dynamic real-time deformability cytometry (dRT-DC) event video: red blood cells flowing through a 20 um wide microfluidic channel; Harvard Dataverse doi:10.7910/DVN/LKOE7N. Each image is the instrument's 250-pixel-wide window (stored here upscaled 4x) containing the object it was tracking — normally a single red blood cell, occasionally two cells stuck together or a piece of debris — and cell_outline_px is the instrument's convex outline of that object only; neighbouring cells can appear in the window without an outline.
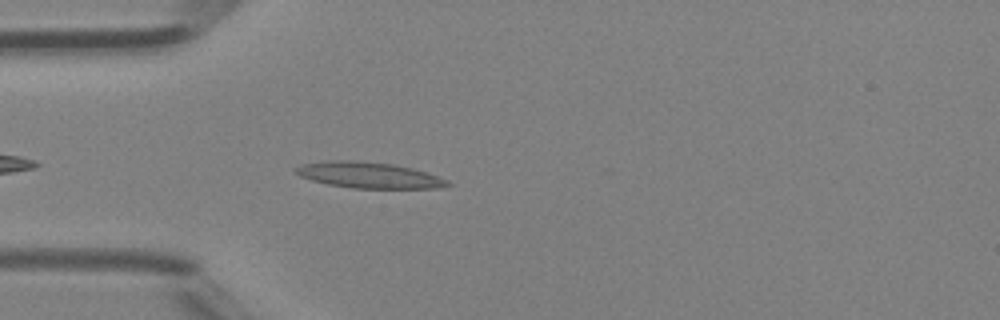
{"species": "Egyptian fruit bat (a non-hibernating species)", "species_latin": "Rousettus aegyptiacus", "temperature_condition": "room temperature", "stored_images_in_passage": 34, "camera_frame_rate_fps": 3000, "um_per_image_px": 0.085, "animal": {"sex": "female"}, "frame": {"image": 1, "passage_image": 3, "time_ms": 0.667, "image_size_px": [1000, 320], "cell_outline_px": [[452, 184], [436, 188], [352, 188], [328, 184], [312, 180], [300, 176], [292, 172], [296, 168], [304, 164], [332, 160], [356, 160], [392, 164], [412, 168], [448, 180]], "centroid_in_image_um": [31.33, 14.88], "position_along_channel_um": 53.7, "area_um2": 22.72}}
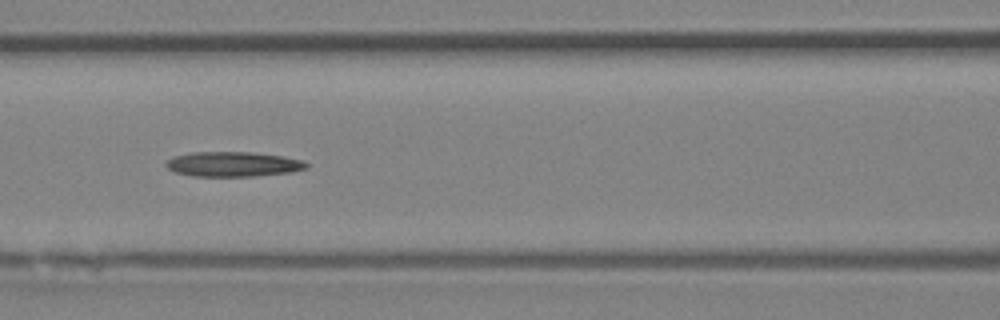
{"frame": {"image": 2, "passage_image": 10, "time_ms": 3.0, "image_size_px": [1000, 320], "cell_outline_px": [[308, 168], [288, 172], [252, 176], [192, 176], [176, 172], [168, 168], [164, 164], [172, 156], [192, 152], [252, 152], [284, 156], [300, 160], [308, 164]], "centroid_in_image_um": [19.77, 13.94], "position_along_channel_um": 146.8, "area_um2": 20.23}}
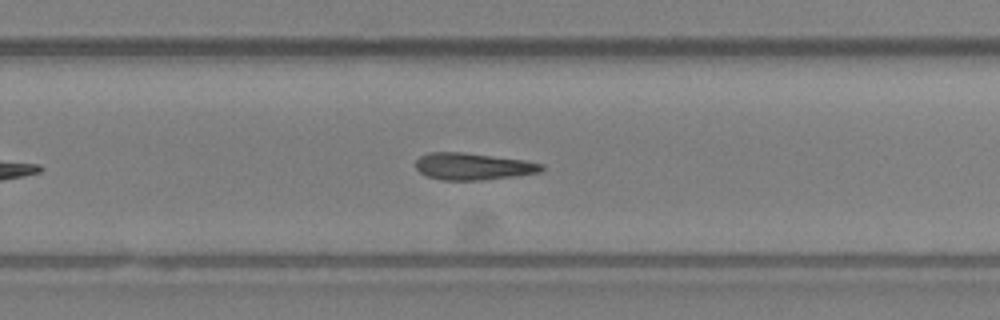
{"frame": {"image": 3, "passage_image": 20, "time_ms": 6.333, "image_size_px": [1000, 320], "cell_outline_px": [[544, 168], [540, 172], [512, 176], [480, 180], [440, 180], [428, 176], [420, 172], [416, 168], [416, 160], [420, 156], [428, 152], [464, 152], [524, 160], [544, 164]], "centroid_in_image_um": [40.18, 14.13], "position_along_channel_um": 289.6, "area_um2": 19.65}}